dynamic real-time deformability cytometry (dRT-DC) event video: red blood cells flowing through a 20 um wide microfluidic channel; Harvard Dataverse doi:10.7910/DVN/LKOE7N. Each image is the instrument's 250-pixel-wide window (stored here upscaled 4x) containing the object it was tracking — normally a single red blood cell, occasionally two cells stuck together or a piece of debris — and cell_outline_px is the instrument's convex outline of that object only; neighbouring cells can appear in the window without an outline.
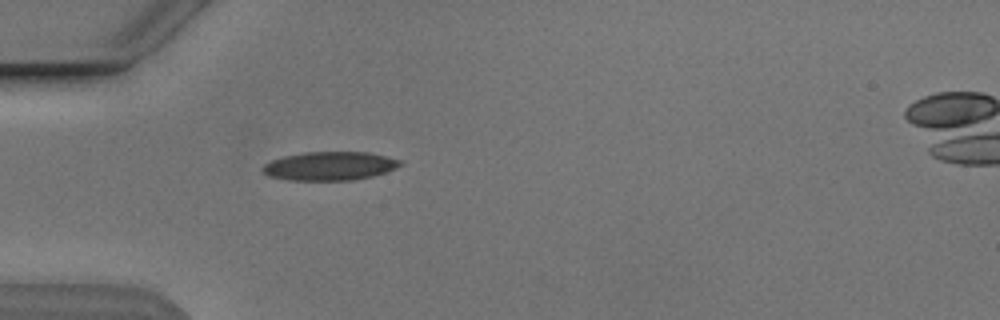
{"species": "Egyptian fruit bat (a non-hibernating species)", "species_latin": "Rousettus aegyptiacus", "temperature_condition": "cold", "stored_images_in_passage": 8, "camera_frame_rate_fps": 3000, "um_per_image_px": 0.085, "animal": {"sex": "male"}, "frame": {"image": 1, "passage_image": 1, "time_ms": 0.0, "image_size_px": [1000, 320], "cell_outline_px": [[404, 164], [396, 168], [372, 176], [352, 180], [288, 180], [268, 176], [260, 168], [264, 164], [272, 160], [284, 156], [304, 152], [372, 152], [404, 160]], "centroid_in_image_um": [28.07, 14.1], "position_along_channel_um": 56.9, "area_um2": 23.18}}
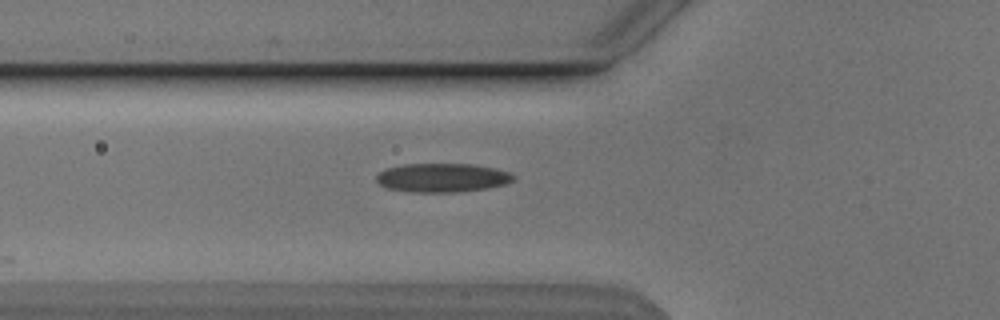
{"frame": {"image": 2, "passage_image": 4, "time_ms": 1.0, "image_size_px": [1000, 320], "cell_outline_px": [[516, 180], [504, 184], [488, 188], [460, 192], [412, 192], [388, 188], [380, 184], [376, 180], [376, 176], [380, 172], [388, 168], [404, 164], [472, 164], [496, 168], [512, 172], [516, 176]], "centroid_in_image_um": [37.66, 15.1], "position_along_channel_um": 88.1, "area_um2": 23.18}}
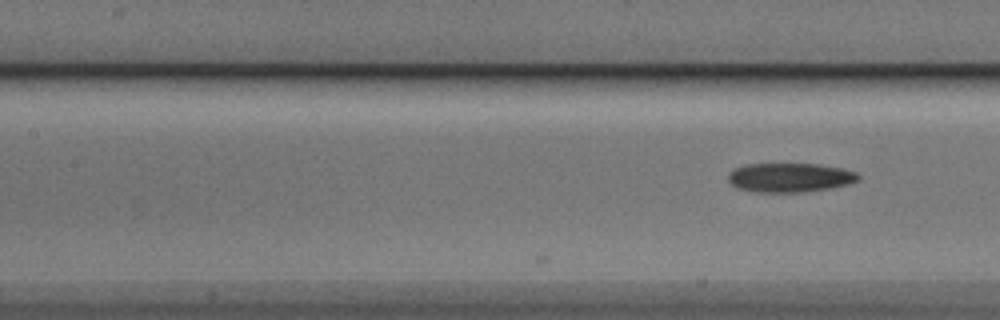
{"frame": {"image": 3, "passage_image": 8, "time_ms": 2.333, "image_size_px": [1000, 320], "cell_outline_px": [[860, 180], [848, 184], [832, 188], [804, 192], [756, 192], [736, 188], [728, 180], [728, 172], [732, 168], [744, 164], [816, 164], [844, 168], [856, 172], [860, 176]], "centroid_in_image_um": [67.13, 15.09], "position_along_channel_um": 140.3, "area_um2": 22.43}}